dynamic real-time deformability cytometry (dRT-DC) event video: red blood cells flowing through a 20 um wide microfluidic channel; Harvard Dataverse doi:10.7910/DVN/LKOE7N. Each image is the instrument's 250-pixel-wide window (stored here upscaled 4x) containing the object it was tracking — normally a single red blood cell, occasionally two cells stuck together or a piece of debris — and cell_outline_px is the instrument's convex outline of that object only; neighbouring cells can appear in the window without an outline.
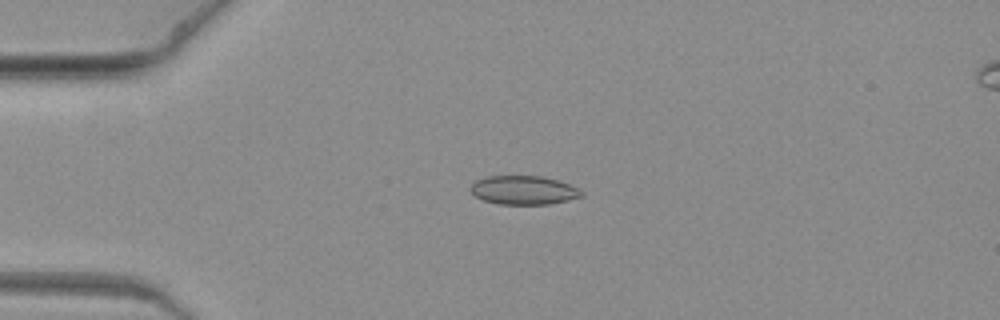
{"species": "common noctule bat (a hibernating species)", "species_latin": "Nyctalus noctula", "temperature_condition": "warm", "stored_images_in_passage": 8, "camera_frame_rate_fps": 3000, "um_per_image_px": 0.085, "animal": {"sex": "female", "body_mass_g": 19.3, "forearm_length_mm": 54.1}, "frame": {"image": 1, "passage_image": 4, "time_ms": 1.0, "image_size_px": [1000, 320], "cell_outline_px": [[584, 196], [568, 200], [548, 204], [500, 204], [484, 200], [476, 196], [468, 188], [476, 180], [488, 176], [544, 176], [580, 188], [584, 192]], "centroid_in_image_um": [44.54, 16.16], "position_along_channel_um": 40.5, "area_um2": 18.61}}
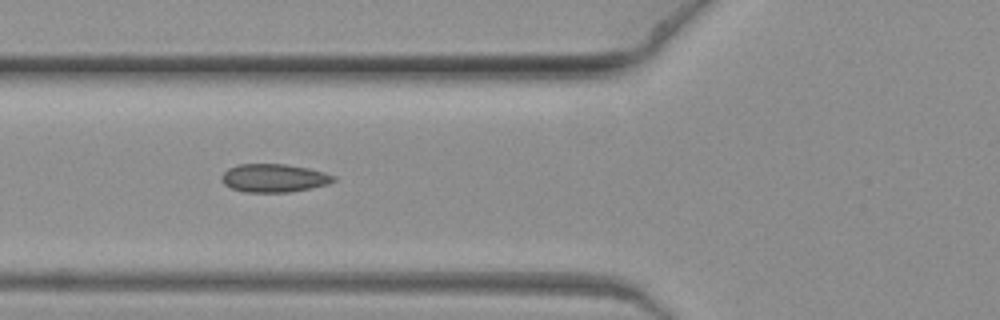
{"frame": {"image": 2, "passage_image": 7, "time_ms": 2.0, "image_size_px": [1000, 320], "cell_outline_px": [[336, 180], [328, 184], [312, 188], [288, 192], [244, 192], [232, 188], [224, 184], [220, 180], [220, 176], [228, 168], [236, 164], [284, 164], [308, 168], [324, 172], [336, 176]], "centroid_in_image_um": [23.27, 15.13], "position_along_channel_um": 102.5, "area_um2": 18.55}}